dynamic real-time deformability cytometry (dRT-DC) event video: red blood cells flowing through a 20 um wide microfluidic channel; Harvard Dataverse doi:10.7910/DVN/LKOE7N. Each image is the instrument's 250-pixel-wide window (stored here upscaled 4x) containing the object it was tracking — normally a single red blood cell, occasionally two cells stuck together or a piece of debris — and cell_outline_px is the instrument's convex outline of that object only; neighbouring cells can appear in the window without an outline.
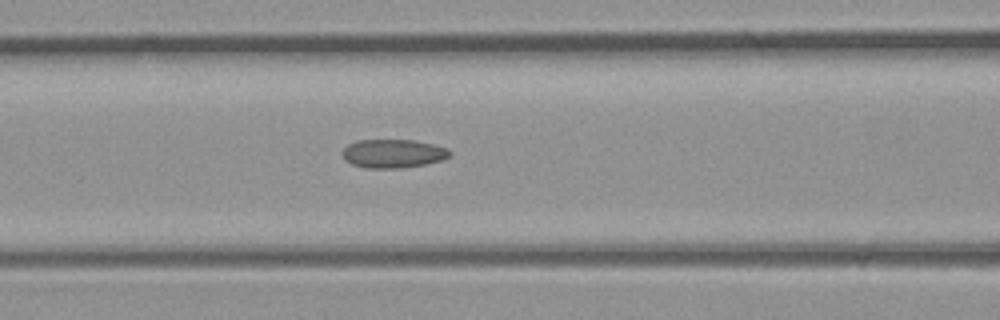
{"species": "common noctule bat (a hibernating species)", "species_latin": "Nyctalus noctula", "temperature_condition": "room temperature", "stored_images_in_passage": 29, "camera_frame_rate_fps": 3000, "um_per_image_px": 0.085, "animal": {"sex": "male", "body_mass_g": 23.1, "forearm_length_mm": 52.7}, "frame": {"image": 1, "passage_image": 8, "time_ms": 2.333, "image_size_px": [1000, 320], "cell_outline_px": [[452, 152], [448, 156], [440, 160], [424, 164], [400, 168], [368, 168], [352, 164], [344, 160], [340, 152], [348, 144], [356, 140], [416, 140], [448, 148]], "centroid_in_image_um": [33.37, 13.04], "position_along_channel_um": 133.2, "area_um2": 17.92}}
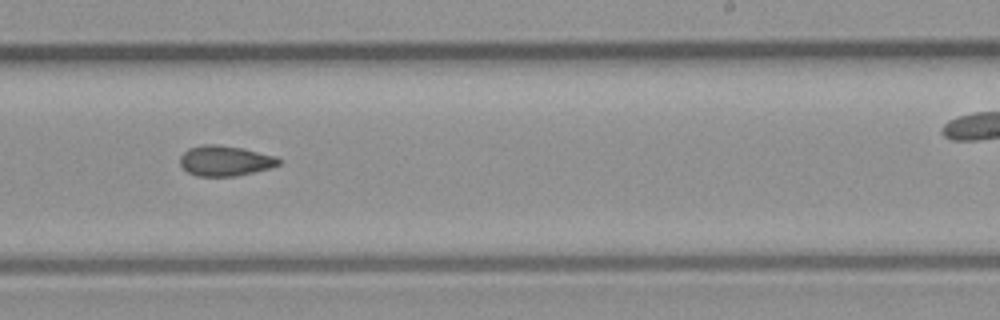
{"frame": {"image": 2, "passage_image": 15, "time_ms": 4.667, "image_size_px": [1000, 320], "cell_outline_px": [[280, 164], [272, 168], [236, 176], [196, 176], [188, 172], [180, 164], [180, 156], [188, 148], [200, 144], [220, 144], [244, 148], [276, 156], [280, 160]], "centroid_in_image_um": [19.14, 13.65], "position_along_channel_um": 269.9, "area_um2": 17.69}}
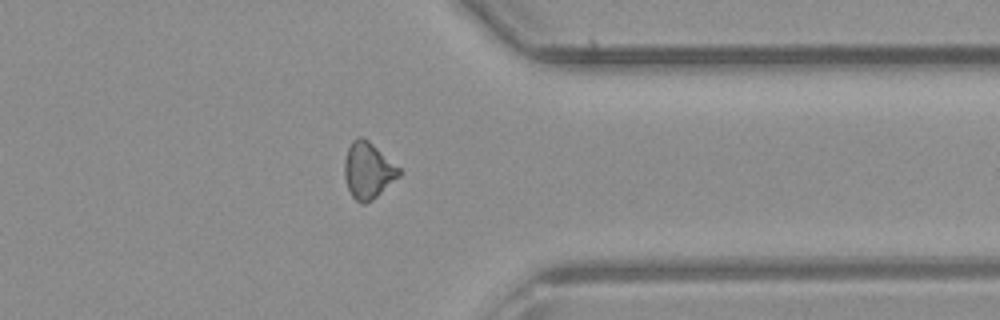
{"frame": {"image": 3, "passage_image": 21, "time_ms": 6.667, "image_size_px": [1000, 320], "cell_outline_px": [[400, 176], [372, 200], [364, 204], [360, 204], [352, 196], [348, 188], [344, 176], [344, 160], [348, 148], [352, 140], [360, 136], [368, 140], [400, 168]], "centroid_in_image_um": [31.27, 14.49], "position_along_channel_um": 380.1, "area_um2": 17.8}}